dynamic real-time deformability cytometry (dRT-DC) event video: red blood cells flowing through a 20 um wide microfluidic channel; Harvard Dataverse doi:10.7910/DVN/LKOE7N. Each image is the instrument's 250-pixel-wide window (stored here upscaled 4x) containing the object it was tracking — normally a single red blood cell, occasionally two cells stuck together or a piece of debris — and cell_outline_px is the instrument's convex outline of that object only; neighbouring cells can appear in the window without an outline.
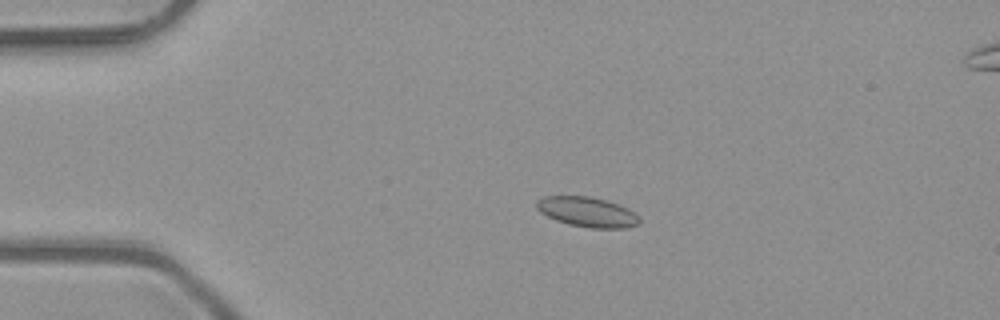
{"species": "common noctule bat (a hibernating species)", "species_latin": "Nyctalus noctula", "temperature_condition": "room temperature", "stored_images_in_passage": 4, "camera_frame_rate_fps": 3000, "um_per_image_px": 0.085, "animal": {"sex": "male", "body_mass_g": 23.1, "forearm_length_mm": 52.7}, "frame": {"image": 1, "passage_image": 3, "time_ms": 0.667, "image_size_px": [1000, 320], "cell_outline_px": [[640, 224], [624, 228], [592, 228], [568, 224], [556, 220], [540, 212], [536, 208], [536, 200], [544, 196], [588, 196], [608, 200], [628, 208], [640, 220]], "centroid_in_image_um": [49.9, 18.01], "position_along_channel_um": 35.1, "area_um2": 17.92}}